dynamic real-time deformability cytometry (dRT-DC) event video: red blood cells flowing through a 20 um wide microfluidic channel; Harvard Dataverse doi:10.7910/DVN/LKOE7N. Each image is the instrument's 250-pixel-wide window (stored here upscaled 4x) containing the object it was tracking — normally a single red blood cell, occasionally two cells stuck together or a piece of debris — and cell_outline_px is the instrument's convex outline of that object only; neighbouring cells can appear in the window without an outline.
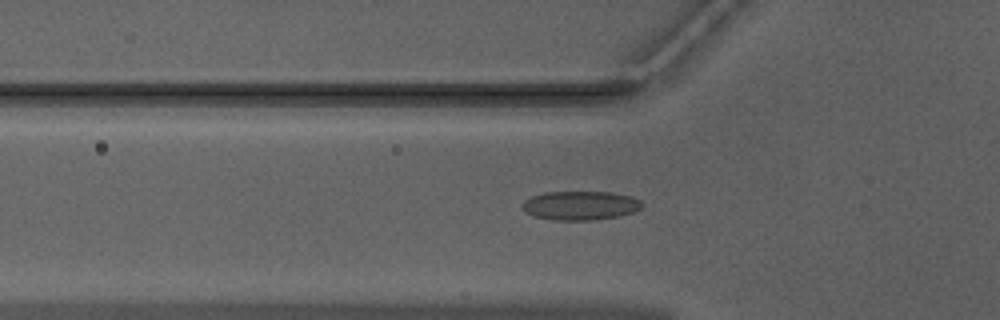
{"species": "Egyptian fruit bat (a non-hibernating species)", "species_latin": "Rousettus aegyptiacus", "temperature_condition": "warm", "stored_images_in_passage": 24, "camera_frame_rate_fps": 3000, "um_per_image_px": 0.085, "animal": {"sex": "male"}, "frame": {"image": 1, "passage_image": 11, "time_ms": 3.333, "image_size_px": [1000, 320], "cell_outline_px": [[644, 204], [640, 208], [632, 212], [620, 216], [592, 220], [556, 220], [532, 216], [524, 212], [520, 208], [520, 204], [524, 200], [532, 196], [544, 192], [612, 192], [632, 196], [640, 200]], "centroid_in_image_um": [49.29, 17.46], "position_along_channel_um": 76.5, "area_um2": 20.46}}
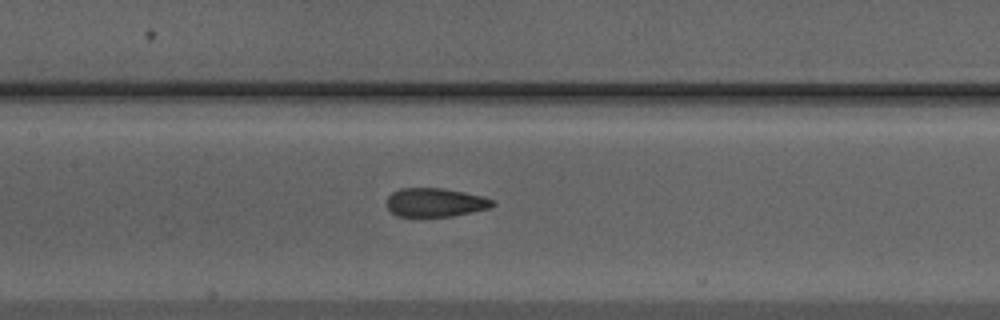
{"frame": {"image": 2, "passage_image": 18, "time_ms": 5.667, "image_size_px": [1000, 320], "cell_outline_px": [[496, 204], [492, 208], [452, 216], [396, 216], [388, 208], [388, 196], [392, 192], [400, 188], [444, 188], [484, 196], [492, 200]], "centroid_in_image_um": [37.03, 17.2], "position_along_channel_um": 170.4, "area_um2": 17.74}}
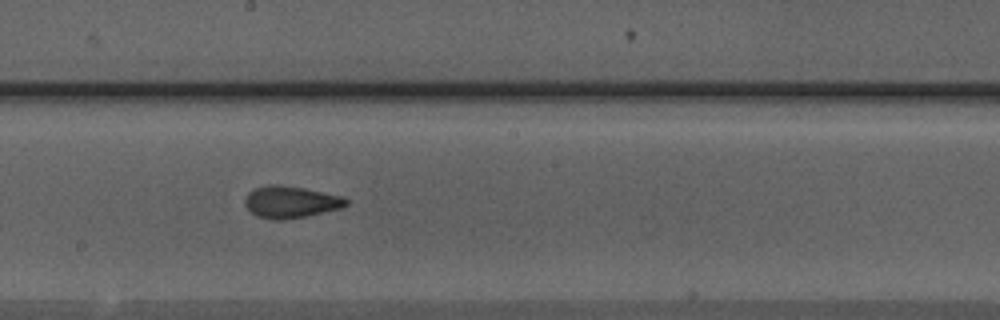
{"frame": {"image": 3, "passage_image": 22, "time_ms": 7.0, "image_size_px": [1000, 320], "cell_outline_px": [[348, 204], [344, 208], [284, 220], [276, 220], [256, 216], [244, 204], [244, 200], [248, 192], [256, 188], [268, 184], [276, 184], [304, 188], [340, 196], [348, 200]], "centroid_in_image_um": [24.7, 17.17], "position_along_channel_um": 223.5, "area_um2": 18.73}}